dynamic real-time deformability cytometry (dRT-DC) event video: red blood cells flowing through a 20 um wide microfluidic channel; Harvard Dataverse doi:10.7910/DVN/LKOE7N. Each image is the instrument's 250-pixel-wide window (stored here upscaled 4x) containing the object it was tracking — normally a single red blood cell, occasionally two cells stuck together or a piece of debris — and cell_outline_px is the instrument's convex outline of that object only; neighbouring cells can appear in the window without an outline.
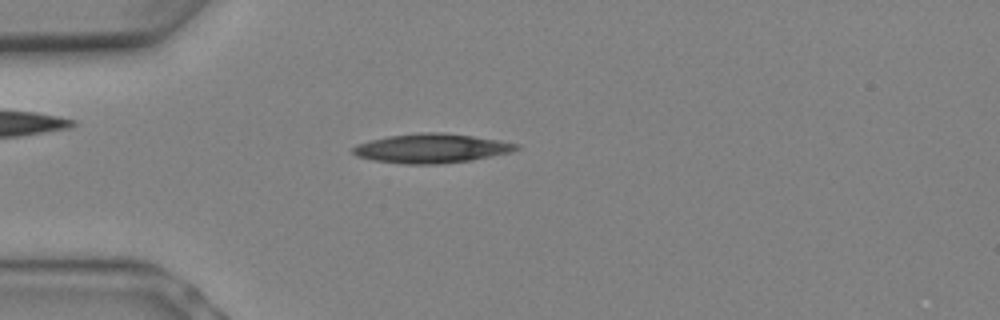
{"species": "Egyptian fruit bat (a non-hibernating species)", "species_latin": "Rousettus aegyptiacus", "temperature_condition": "warm", "stored_images_in_passage": 3, "camera_frame_rate_fps": 3000, "um_per_image_px": 0.085, "animal": {"sex": "female"}, "frame": {"image": 1, "passage_image": 1, "time_ms": 0.0, "image_size_px": [1000, 320], "cell_outline_px": [[520, 148], [512, 152], [472, 160], [440, 164], [404, 164], [372, 160], [356, 156], [352, 152], [352, 148], [356, 144], [388, 136], [420, 132], [444, 132], [500, 140], [520, 144]], "centroid_in_image_um": [36.69, 12.61], "position_along_channel_um": 48.3, "area_um2": 28.03}}
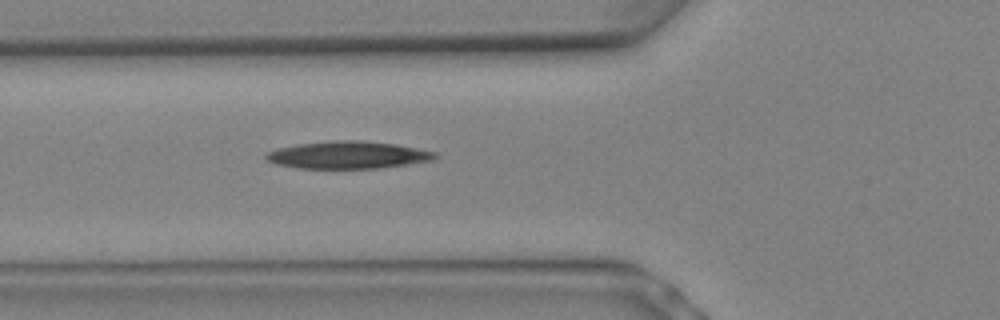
{"frame": {"image": 2, "passage_image": 3, "time_ms": 0.667, "image_size_px": [1000, 320], "cell_outline_px": [[440, 156], [436, 160], [380, 168], [296, 168], [276, 164], [268, 160], [264, 156], [268, 152], [280, 148], [296, 144], [336, 140], [360, 140], [396, 144], [436, 152]], "centroid_in_image_um": [29.63, 13.17], "position_along_channel_um": 96.2, "area_um2": 26.99}}